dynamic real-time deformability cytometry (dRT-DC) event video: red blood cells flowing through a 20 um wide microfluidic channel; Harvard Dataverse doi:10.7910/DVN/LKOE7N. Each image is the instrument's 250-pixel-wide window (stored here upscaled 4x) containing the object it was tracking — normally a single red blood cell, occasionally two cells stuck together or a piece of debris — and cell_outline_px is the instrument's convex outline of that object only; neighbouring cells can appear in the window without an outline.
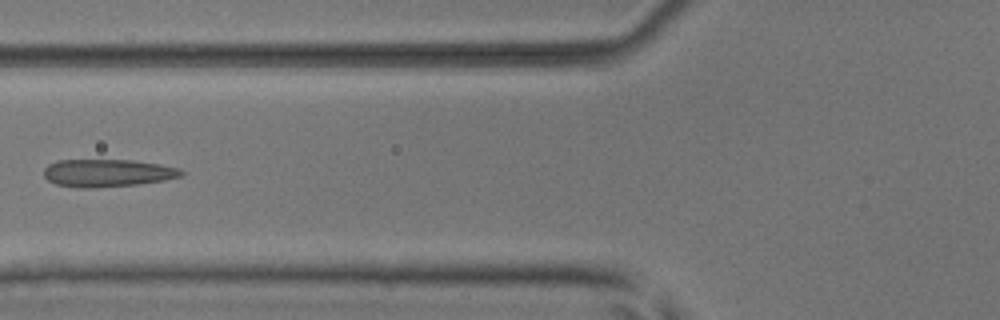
{"species": "common noctule bat (a hibernating species)", "species_latin": "Nyctalus noctula", "temperature_condition": "room temperature", "stored_images_in_passage": 6, "camera_frame_rate_fps": 3000, "um_per_image_px": 0.085, "animal": {"sex": "male", "body_mass_g": 17.9, "forearm_length_mm": 54.2}, "frame": {"image": 1, "passage_image": 6, "time_ms": 1.667, "image_size_px": [1000, 320], "cell_outline_px": [[184, 172], [180, 176], [164, 180], [136, 184], [96, 188], [76, 188], [56, 184], [48, 180], [44, 176], [44, 168], [48, 164], [56, 160], [132, 160], [160, 164], [180, 168]], "centroid_in_image_um": [9.1, 14.7], "position_along_channel_um": 116.7, "area_um2": 22.2}}